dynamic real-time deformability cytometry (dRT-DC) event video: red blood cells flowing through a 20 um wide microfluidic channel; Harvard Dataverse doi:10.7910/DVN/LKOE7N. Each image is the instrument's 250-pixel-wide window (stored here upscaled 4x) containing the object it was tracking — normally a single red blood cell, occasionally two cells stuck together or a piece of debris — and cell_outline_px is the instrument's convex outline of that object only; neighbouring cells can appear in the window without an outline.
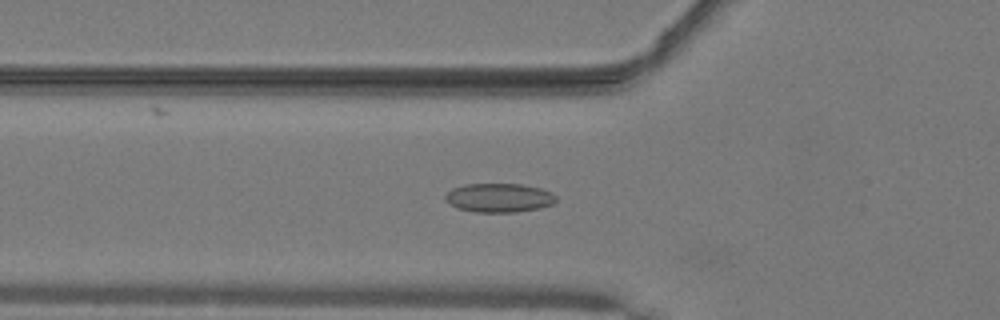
{"species": "common noctule bat (a hibernating species)", "species_latin": "Nyctalus noctula", "temperature_condition": "warm", "stored_images_in_passage": 41, "camera_frame_rate_fps": 3000, "um_per_image_px": 0.085, "animal": {"sex": "male", "body_mass_g": 19.2, "forearm_length_mm": 51.8}, "frame": {"image": 1, "passage_image": 8, "time_ms": 2.333, "image_size_px": [1000, 320], "cell_outline_px": [[556, 200], [552, 204], [540, 208], [516, 212], [476, 212], [456, 208], [448, 204], [444, 196], [452, 188], [464, 184], [520, 184], [540, 188], [552, 192], [556, 196]], "centroid_in_image_um": [42.4, 16.81], "position_along_channel_um": 83.4, "area_um2": 18.79}}
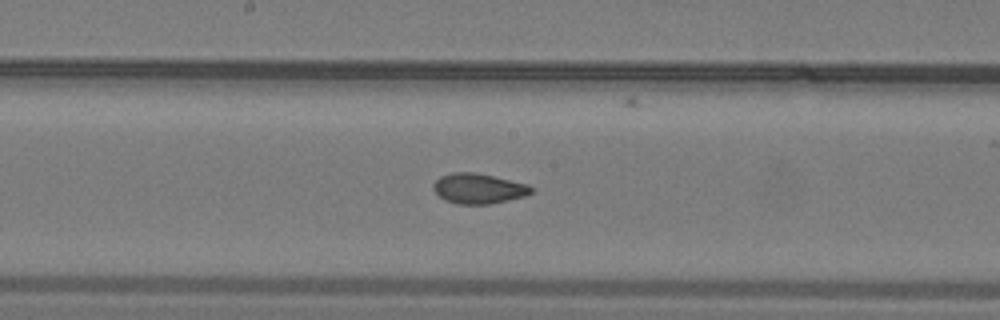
{"frame": {"image": 2, "passage_image": 17, "time_ms": 5.333, "image_size_px": [1000, 320], "cell_outline_px": [[532, 192], [524, 196], [508, 200], [488, 204], [456, 204], [444, 200], [432, 188], [432, 184], [440, 176], [452, 172], [472, 172], [492, 176], [528, 184], [532, 188]], "centroid_in_image_um": [40.63, 16.02], "position_along_channel_um": 207.6, "area_um2": 17.11}}
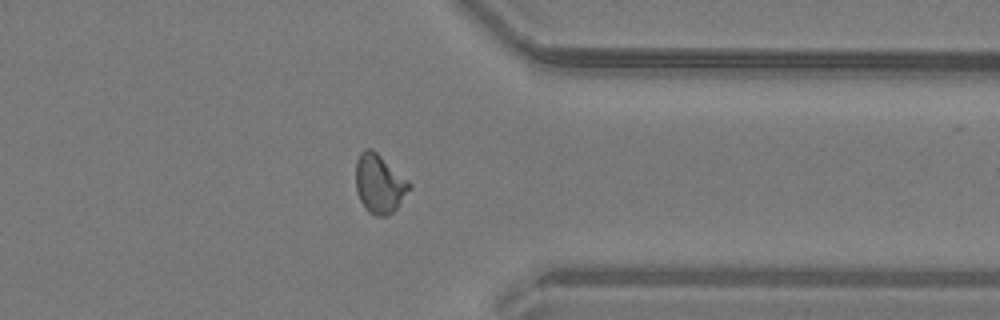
{"frame": {"image": 3, "passage_image": 30, "time_ms": 9.667, "image_size_px": [1000, 320], "cell_outline_px": [[412, 188], [396, 208], [388, 216], [376, 216], [368, 212], [364, 208], [356, 192], [356, 160], [360, 152], [364, 148], [372, 148], [408, 180], [412, 184]], "centroid_in_image_um": [32.24, 15.62], "position_along_channel_um": 379.2, "area_um2": 18.55}, "authors_computed_cell_mechanics": {"area_um2": 17.4556, "velocity_mm_per_s": 4.1051, "shape_relaxation_time_tau1_ms": null, "shape_relaxation_time_tau2_ms": 1.0113, "deformation_change_tau1": null, "deformation_change_tau2": 0.057}}